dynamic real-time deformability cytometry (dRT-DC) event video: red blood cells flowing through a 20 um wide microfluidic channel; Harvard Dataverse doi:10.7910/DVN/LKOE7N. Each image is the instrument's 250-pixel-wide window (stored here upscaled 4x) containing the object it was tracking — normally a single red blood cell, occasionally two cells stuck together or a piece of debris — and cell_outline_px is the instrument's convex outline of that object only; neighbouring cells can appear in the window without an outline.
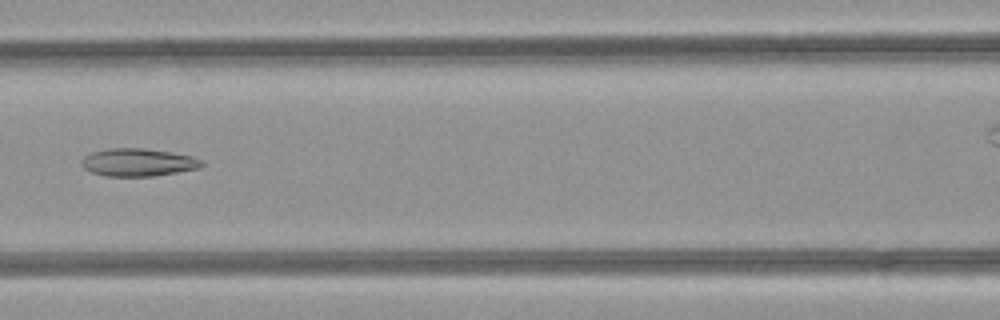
{"species": "common noctule bat (a hibernating species)", "species_latin": "Nyctalus noctula", "temperature_condition": "room temperature", "stored_images_in_passage": 45, "camera_frame_rate_fps": 3000, "um_per_image_px": 0.085, "animal": {"sex": "female", "body_mass_g": 21.9}, "frame": {"image": 1, "passage_image": 17, "time_ms": 5.333, "image_size_px": [1000, 320], "cell_outline_px": [[204, 164], [200, 168], [152, 176], [108, 176], [92, 172], [84, 168], [80, 164], [80, 160], [84, 156], [92, 152], [108, 148], [144, 148], [192, 156], [204, 160]], "centroid_in_image_um": [11.73, 13.79], "position_along_channel_um": 154.9, "area_um2": 19.42}}
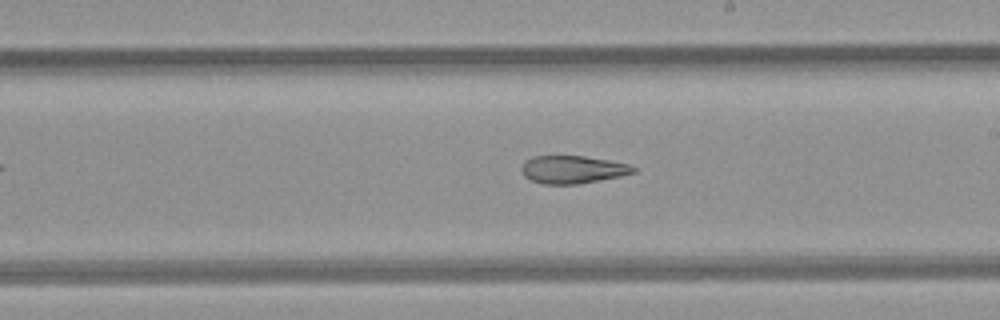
{"frame": {"image": 2, "passage_image": 23, "time_ms": 7.333, "image_size_px": [1000, 320], "cell_outline_px": [[636, 172], [620, 176], [580, 184], [544, 184], [532, 180], [524, 176], [520, 168], [524, 160], [532, 156], [584, 156], [608, 160], [628, 164], [636, 168]], "centroid_in_image_um": [48.65, 14.41], "position_along_channel_um": 240.4, "area_um2": 18.15}}
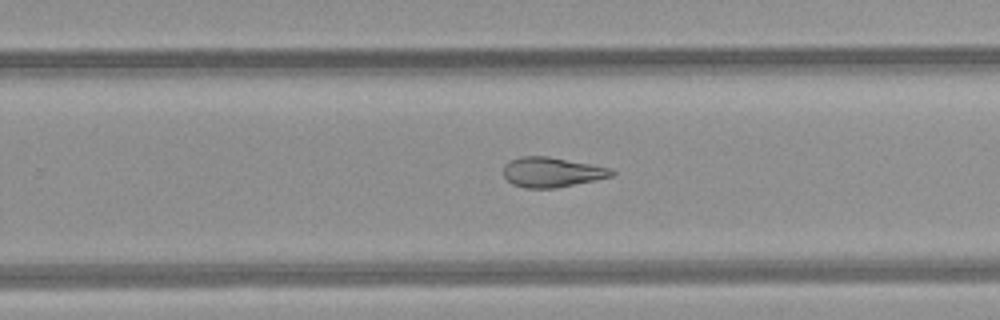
{"frame": {"image": 3, "passage_image": 26, "time_ms": 8.333, "image_size_px": [1000, 320], "cell_outline_px": [[616, 172], [612, 176], [556, 188], [524, 188], [512, 184], [504, 176], [504, 164], [508, 160], [520, 156], [548, 156], [592, 164], [608, 168]], "centroid_in_image_um": [46.86, 14.62], "position_along_channel_um": 282.9, "area_um2": 18.84}, "authors_computed_cell_mechanics": {"area_um2": 22.1374, "velocity_mm_per_s": 4.2778, "shape_relaxation_time_tau1_ms": null, "shape_relaxation_time_tau2_ms": 2.3627, "deformation_change_tau1": null, "deformation_change_tau2": 0.1077}}